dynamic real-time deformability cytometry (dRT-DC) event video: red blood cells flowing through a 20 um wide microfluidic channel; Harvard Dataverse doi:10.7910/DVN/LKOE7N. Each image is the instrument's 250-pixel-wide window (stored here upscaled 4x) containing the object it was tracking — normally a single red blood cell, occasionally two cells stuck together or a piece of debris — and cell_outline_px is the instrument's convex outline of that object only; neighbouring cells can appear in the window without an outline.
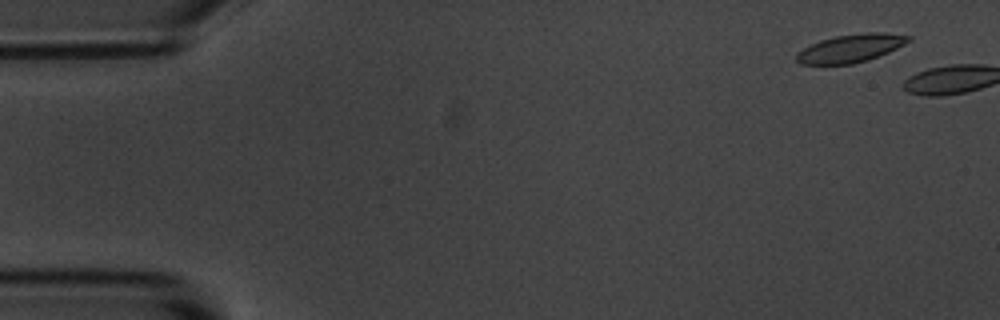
{"species": "common noctule bat (a hibernating species)", "species_latin": "Nyctalus noctula", "temperature_condition": "room temperature", "stored_images_in_passage": 2, "camera_frame_rate_fps": 3000, "um_per_image_px": 0.085, "animal": {"sex": "male", "body_mass_g": 20.1, "forearm_length_mm": 53.5}, "frame": {"image": 1, "passage_image": 1, "time_ms": 0.0, "image_size_px": [1000, 320], "cell_outline_px": [[912, 40], [888, 52], [868, 60], [852, 64], [800, 64], [796, 60], [796, 52], [820, 40], [836, 36], [864, 32], [884, 32], [912, 36]], "centroid_in_image_um": [72.32, 4.09], "position_along_channel_um": 12.7, "area_um2": 18.32}}